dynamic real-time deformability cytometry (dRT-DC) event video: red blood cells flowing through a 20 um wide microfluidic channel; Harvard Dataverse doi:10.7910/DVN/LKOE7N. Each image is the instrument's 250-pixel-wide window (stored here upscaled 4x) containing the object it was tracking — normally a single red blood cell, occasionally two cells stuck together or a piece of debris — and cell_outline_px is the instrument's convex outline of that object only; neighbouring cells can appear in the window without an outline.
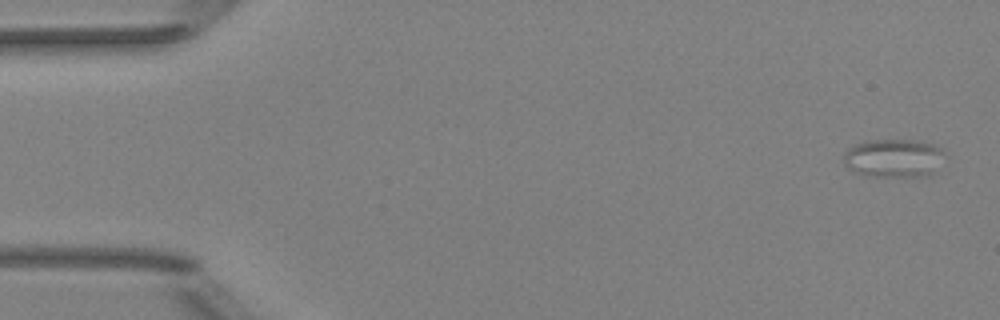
{"species": "Egyptian fruit bat (a non-hibernating species)", "species_latin": "Rousettus aegyptiacus", "temperature_condition": "room temperature", "stored_images_in_passage": 5, "camera_frame_rate_fps": 3000, "um_per_image_px": 0.085, "animal": {"sex": "female"}, "frame": {"image": 1, "passage_image": 1, "time_ms": 0.0, "image_size_px": [1000, 320], "cell_outline_px": [[944, 152], [932, 176], [864, 176], [848, 168], [844, 164], [844, 152], [852, 144], [864, 140], [912, 140], [932, 144], [944, 148]], "centroid_in_image_um": [75.92, 13.43], "position_along_channel_um": 9.1, "area_um2": 22.77}}
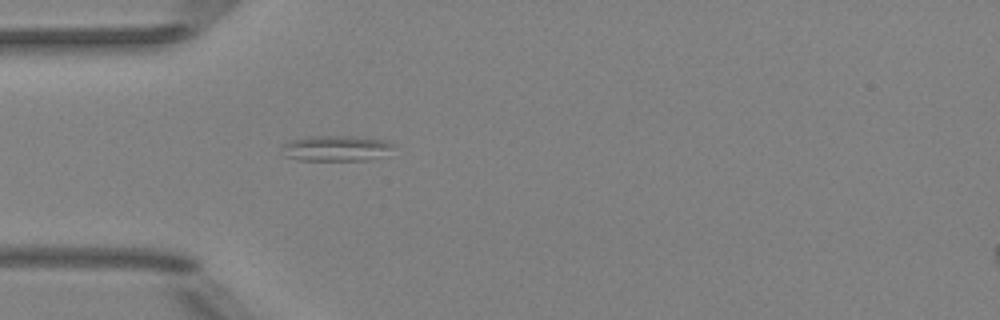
{"frame": {"image": 2, "passage_image": 5, "time_ms": 4.667, "image_size_px": [1000, 320], "cell_outline_px": [[392, 148], [368, 160], [300, 160], [284, 156], [280, 144], [288, 140], [308, 136], [356, 136], [388, 140], [392, 144]], "centroid_in_image_um": [28.45, 12.58], "position_along_channel_um": 56.6, "area_um2": 16.59}}